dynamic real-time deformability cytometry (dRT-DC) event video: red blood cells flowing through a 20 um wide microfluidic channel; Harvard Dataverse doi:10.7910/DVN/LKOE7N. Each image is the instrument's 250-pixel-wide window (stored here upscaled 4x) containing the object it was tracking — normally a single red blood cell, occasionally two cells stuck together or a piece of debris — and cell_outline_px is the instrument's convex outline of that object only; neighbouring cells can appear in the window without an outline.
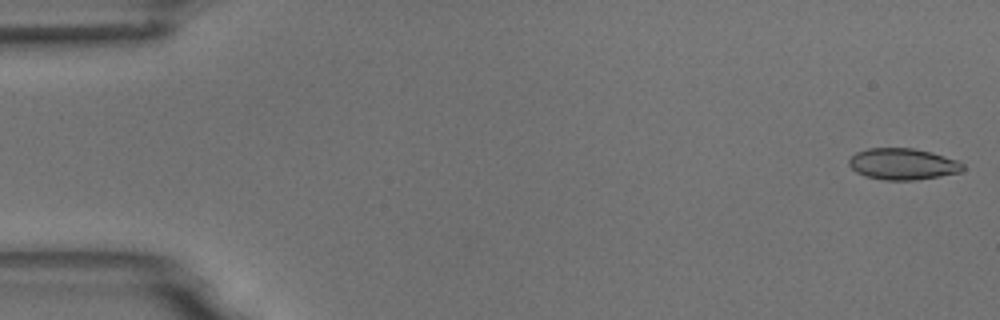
{"species": "common noctule bat (a hibernating species)", "species_latin": "Nyctalus noctula", "temperature_condition": "room temperature", "stored_images_in_passage": 15, "camera_frame_rate_fps": 3000, "um_per_image_px": 0.085, "animal": {"sex": "male", "body_mass_g": 18.8}, "frame": {"image": 1, "passage_image": 1, "time_ms": 0.0, "image_size_px": [1000, 320], "cell_outline_px": [[964, 168], [960, 172], [940, 176], [916, 180], [888, 180], [868, 176], [856, 172], [848, 164], [848, 160], [856, 152], [868, 148], [912, 148], [932, 152], [956, 160], [964, 164]], "centroid_in_image_um": [76.74, 13.93], "position_along_channel_um": 8.3, "area_um2": 20.69}}
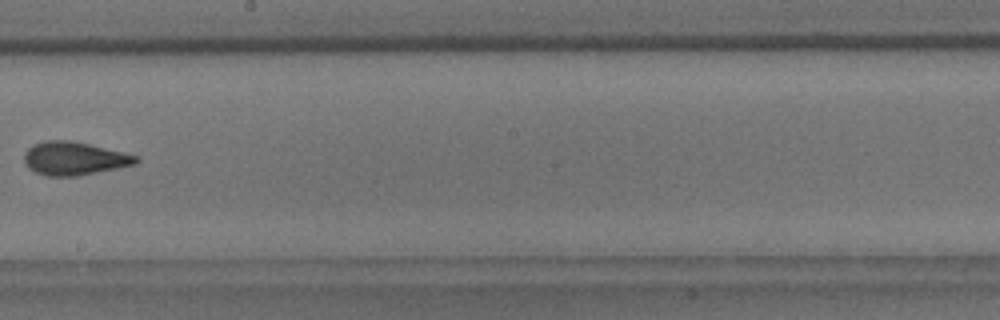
{"frame": {"image": 2, "passage_image": 9, "time_ms": 10.0, "image_size_px": [1000, 320], "cell_outline_px": [[140, 160], [136, 164], [76, 176], [48, 176], [36, 172], [28, 168], [24, 164], [24, 152], [28, 148], [44, 140], [72, 140], [136, 156]], "centroid_in_image_um": [6.25, 13.47], "position_along_channel_um": 242.0, "area_um2": 21.39}}
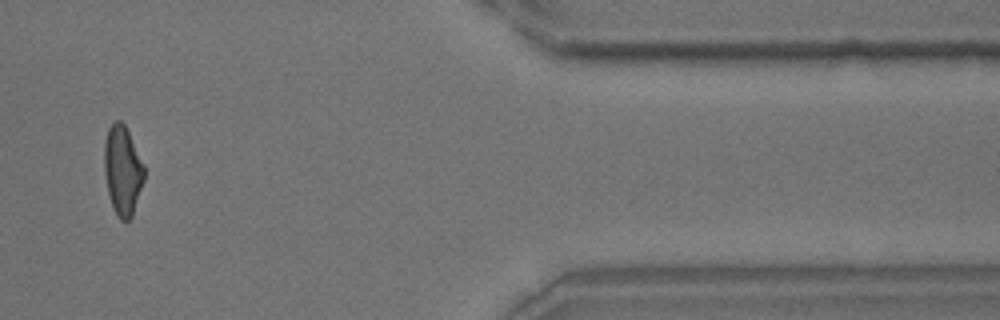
{"frame": {"image": 3, "passage_image": 13, "time_ms": 15.333, "image_size_px": [1000, 320], "cell_outline_px": [[144, 180], [132, 216], [128, 220], [120, 220], [116, 216], [112, 208], [108, 192], [104, 172], [104, 144], [108, 128], [116, 120], [120, 120], [124, 124], [144, 164]], "centroid_in_image_um": [10.41, 14.5], "position_along_channel_um": 401.0, "area_um2": 20.75}, "authors_computed_cell_mechanics": {"area_um2": 20.9236, "velocity_mm_per_s": 3.7066, "shape_relaxation_time_tau1_ms": 4.6879, "shape_relaxation_time_tau2_ms": null, "deformation_change_tau1": 0.1263, "deformation_change_tau2": null}}